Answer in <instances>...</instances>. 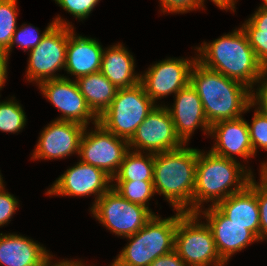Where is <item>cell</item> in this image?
Wrapping results in <instances>:
<instances>
[{"mask_svg": "<svg viewBox=\"0 0 267 266\" xmlns=\"http://www.w3.org/2000/svg\"><path fill=\"white\" fill-rule=\"evenodd\" d=\"M190 83L202 101L210 126L219 121L242 117L253 107L248 86L206 68L198 61L192 66Z\"/></svg>", "mask_w": 267, "mask_h": 266, "instance_id": "1", "label": "cell"}, {"mask_svg": "<svg viewBox=\"0 0 267 266\" xmlns=\"http://www.w3.org/2000/svg\"><path fill=\"white\" fill-rule=\"evenodd\" d=\"M197 61L211 70L240 81L252 89L261 76L263 67L257 60L242 28L224 34L213 42L202 43L198 48Z\"/></svg>", "mask_w": 267, "mask_h": 266, "instance_id": "2", "label": "cell"}, {"mask_svg": "<svg viewBox=\"0 0 267 266\" xmlns=\"http://www.w3.org/2000/svg\"><path fill=\"white\" fill-rule=\"evenodd\" d=\"M186 146L154 154L153 184L174 210L194 213L198 149Z\"/></svg>", "mask_w": 267, "mask_h": 266, "instance_id": "3", "label": "cell"}, {"mask_svg": "<svg viewBox=\"0 0 267 266\" xmlns=\"http://www.w3.org/2000/svg\"><path fill=\"white\" fill-rule=\"evenodd\" d=\"M253 177L252 170L237 160L198 149L194 213L202 209V206L204 208V202H210V204L212 202L211 205H216L228 196L242 191Z\"/></svg>", "mask_w": 267, "mask_h": 266, "instance_id": "4", "label": "cell"}, {"mask_svg": "<svg viewBox=\"0 0 267 266\" xmlns=\"http://www.w3.org/2000/svg\"><path fill=\"white\" fill-rule=\"evenodd\" d=\"M176 214L162 219L154 215L137 233L125 237L129 243L116 256L119 266H149L159 256L174 250Z\"/></svg>", "mask_w": 267, "mask_h": 266, "instance_id": "5", "label": "cell"}, {"mask_svg": "<svg viewBox=\"0 0 267 266\" xmlns=\"http://www.w3.org/2000/svg\"><path fill=\"white\" fill-rule=\"evenodd\" d=\"M197 213L177 211L174 250L188 266H225L210 227Z\"/></svg>", "mask_w": 267, "mask_h": 266, "instance_id": "6", "label": "cell"}, {"mask_svg": "<svg viewBox=\"0 0 267 266\" xmlns=\"http://www.w3.org/2000/svg\"><path fill=\"white\" fill-rule=\"evenodd\" d=\"M156 107L141 83L129 88H119L99 123L117 137L129 141L137 127Z\"/></svg>", "mask_w": 267, "mask_h": 266, "instance_id": "7", "label": "cell"}, {"mask_svg": "<svg viewBox=\"0 0 267 266\" xmlns=\"http://www.w3.org/2000/svg\"><path fill=\"white\" fill-rule=\"evenodd\" d=\"M90 211L103 227L121 238L137 233L155 215L151 208L130 202L113 187L91 206Z\"/></svg>", "mask_w": 267, "mask_h": 266, "instance_id": "8", "label": "cell"}, {"mask_svg": "<svg viewBox=\"0 0 267 266\" xmlns=\"http://www.w3.org/2000/svg\"><path fill=\"white\" fill-rule=\"evenodd\" d=\"M87 128L80 140V160L98 167L113 178L129 150L128 141L107 131L100 123L95 124L91 132Z\"/></svg>", "mask_w": 267, "mask_h": 266, "instance_id": "9", "label": "cell"}, {"mask_svg": "<svg viewBox=\"0 0 267 266\" xmlns=\"http://www.w3.org/2000/svg\"><path fill=\"white\" fill-rule=\"evenodd\" d=\"M67 44L68 26L55 25L41 42L29 51L26 80L38 85L45 80L63 77L64 75H57L56 72L65 68Z\"/></svg>", "mask_w": 267, "mask_h": 266, "instance_id": "10", "label": "cell"}, {"mask_svg": "<svg viewBox=\"0 0 267 266\" xmlns=\"http://www.w3.org/2000/svg\"><path fill=\"white\" fill-rule=\"evenodd\" d=\"M183 145L164 104L156 105L128 141L130 150L152 154L178 149Z\"/></svg>", "mask_w": 267, "mask_h": 266, "instance_id": "11", "label": "cell"}, {"mask_svg": "<svg viewBox=\"0 0 267 266\" xmlns=\"http://www.w3.org/2000/svg\"><path fill=\"white\" fill-rule=\"evenodd\" d=\"M38 87L41 94L62 113L55 120L72 121L85 127L92 121L94 125L99 123V118L89 108L76 80L63 76L42 81Z\"/></svg>", "mask_w": 267, "mask_h": 266, "instance_id": "12", "label": "cell"}, {"mask_svg": "<svg viewBox=\"0 0 267 266\" xmlns=\"http://www.w3.org/2000/svg\"><path fill=\"white\" fill-rule=\"evenodd\" d=\"M197 57L167 58L151 65L148 70L140 75V83L146 94L157 105V101L174 93L190 83V72ZM157 100V101H156Z\"/></svg>", "mask_w": 267, "mask_h": 266, "instance_id": "13", "label": "cell"}, {"mask_svg": "<svg viewBox=\"0 0 267 266\" xmlns=\"http://www.w3.org/2000/svg\"><path fill=\"white\" fill-rule=\"evenodd\" d=\"M112 183V178L104 171L79 160L56 179L46 195L83 197L93 194L96 196L94 205L112 187Z\"/></svg>", "mask_w": 267, "mask_h": 266, "instance_id": "14", "label": "cell"}, {"mask_svg": "<svg viewBox=\"0 0 267 266\" xmlns=\"http://www.w3.org/2000/svg\"><path fill=\"white\" fill-rule=\"evenodd\" d=\"M85 126L72 121L53 120L41 131L31 159H63L79 155Z\"/></svg>", "mask_w": 267, "mask_h": 266, "instance_id": "15", "label": "cell"}, {"mask_svg": "<svg viewBox=\"0 0 267 266\" xmlns=\"http://www.w3.org/2000/svg\"><path fill=\"white\" fill-rule=\"evenodd\" d=\"M202 210L203 208L197 214L206 218L205 222L212 231L218 255L226 264L234 253L260 241L246 226L231 222L215 205Z\"/></svg>", "mask_w": 267, "mask_h": 266, "instance_id": "16", "label": "cell"}, {"mask_svg": "<svg viewBox=\"0 0 267 266\" xmlns=\"http://www.w3.org/2000/svg\"><path fill=\"white\" fill-rule=\"evenodd\" d=\"M172 107L166 106L173 120L176 133L180 140L187 144L194 131L201 127L204 134H209L208 123L202 101L196 89L189 83L175 94Z\"/></svg>", "mask_w": 267, "mask_h": 266, "instance_id": "17", "label": "cell"}, {"mask_svg": "<svg viewBox=\"0 0 267 266\" xmlns=\"http://www.w3.org/2000/svg\"><path fill=\"white\" fill-rule=\"evenodd\" d=\"M208 135L215 138L209 150L215 155L233 160H237L234 157L237 155L245 161L254 157L247 121L243 116L211 125Z\"/></svg>", "mask_w": 267, "mask_h": 266, "instance_id": "18", "label": "cell"}, {"mask_svg": "<svg viewBox=\"0 0 267 266\" xmlns=\"http://www.w3.org/2000/svg\"><path fill=\"white\" fill-rule=\"evenodd\" d=\"M103 46L96 38L76 35L74 27L68 26V44L66 48V64L64 71L67 74L79 77L86 76L101 70Z\"/></svg>", "mask_w": 267, "mask_h": 266, "instance_id": "19", "label": "cell"}, {"mask_svg": "<svg viewBox=\"0 0 267 266\" xmlns=\"http://www.w3.org/2000/svg\"><path fill=\"white\" fill-rule=\"evenodd\" d=\"M21 234L0 233V266H45L54 255Z\"/></svg>", "mask_w": 267, "mask_h": 266, "instance_id": "20", "label": "cell"}, {"mask_svg": "<svg viewBox=\"0 0 267 266\" xmlns=\"http://www.w3.org/2000/svg\"><path fill=\"white\" fill-rule=\"evenodd\" d=\"M253 177L249 184L237 193H234L215 206L231 222L246 226L260 240V214L256 198V180Z\"/></svg>", "mask_w": 267, "mask_h": 266, "instance_id": "21", "label": "cell"}, {"mask_svg": "<svg viewBox=\"0 0 267 266\" xmlns=\"http://www.w3.org/2000/svg\"><path fill=\"white\" fill-rule=\"evenodd\" d=\"M135 65L133 55L118 43L103 50L100 72L118 89L129 88L140 83Z\"/></svg>", "mask_w": 267, "mask_h": 266, "instance_id": "22", "label": "cell"}, {"mask_svg": "<svg viewBox=\"0 0 267 266\" xmlns=\"http://www.w3.org/2000/svg\"><path fill=\"white\" fill-rule=\"evenodd\" d=\"M76 82L89 108L100 118L110 106L112 100L116 96L118 88L100 71L79 77Z\"/></svg>", "mask_w": 267, "mask_h": 266, "instance_id": "23", "label": "cell"}, {"mask_svg": "<svg viewBox=\"0 0 267 266\" xmlns=\"http://www.w3.org/2000/svg\"><path fill=\"white\" fill-rule=\"evenodd\" d=\"M128 150L119 170L112 178L114 181H153L154 154Z\"/></svg>", "mask_w": 267, "mask_h": 266, "instance_id": "24", "label": "cell"}, {"mask_svg": "<svg viewBox=\"0 0 267 266\" xmlns=\"http://www.w3.org/2000/svg\"><path fill=\"white\" fill-rule=\"evenodd\" d=\"M70 26L73 27L70 22H67L66 20H63L61 16H56L52 22L45 28V30L42 32L38 30L39 28H35L31 24H22L21 27H17V29L14 32V35L12 36V40L10 43V46L5 50V53L7 57L10 55L9 53L12 52V48L18 46L19 48H22L24 52L31 51L33 48H35L41 40L45 37V35L55 26Z\"/></svg>", "mask_w": 267, "mask_h": 266, "instance_id": "25", "label": "cell"}, {"mask_svg": "<svg viewBox=\"0 0 267 266\" xmlns=\"http://www.w3.org/2000/svg\"><path fill=\"white\" fill-rule=\"evenodd\" d=\"M116 182V184H115ZM112 187L125 199L149 209V200L155 195L153 181H115Z\"/></svg>", "mask_w": 267, "mask_h": 266, "instance_id": "26", "label": "cell"}, {"mask_svg": "<svg viewBox=\"0 0 267 266\" xmlns=\"http://www.w3.org/2000/svg\"><path fill=\"white\" fill-rule=\"evenodd\" d=\"M12 98L0 102V131L15 134L23 130L27 119L22 105Z\"/></svg>", "mask_w": 267, "mask_h": 266, "instance_id": "27", "label": "cell"}, {"mask_svg": "<svg viewBox=\"0 0 267 266\" xmlns=\"http://www.w3.org/2000/svg\"><path fill=\"white\" fill-rule=\"evenodd\" d=\"M17 0H0V48L4 51L10 46L17 29Z\"/></svg>", "mask_w": 267, "mask_h": 266, "instance_id": "28", "label": "cell"}, {"mask_svg": "<svg viewBox=\"0 0 267 266\" xmlns=\"http://www.w3.org/2000/svg\"><path fill=\"white\" fill-rule=\"evenodd\" d=\"M247 125L254 156L258 147L267 151V114L255 108L252 122L247 121Z\"/></svg>", "mask_w": 267, "mask_h": 266, "instance_id": "29", "label": "cell"}, {"mask_svg": "<svg viewBox=\"0 0 267 266\" xmlns=\"http://www.w3.org/2000/svg\"><path fill=\"white\" fill-rule=\"evenodd\" d=\"M260 181L256 182V198L260 214V241L267 238V162L261 163Z\"/></svg>", "mask_w": 267, "mask_h": 266, "instance_id": "30", "label": "cell"}, {"mask_svg": "<svg viewBox=\"0 0 267 266\" xmlns=\"http://www.w3.org/2000/svg\"><path fill=\"white\" fill-rule=\"evenodd\" d=\"M242 30L247 36L248 42L254 50L255 56L260 65L267 68V33H259L248 20L242 26Z\"/></svg>", "mask_w": 267, "mask_h": 266, "instance_id": "31", "label": "cell"}, {"mask_svg": "<svg viewBox=\"0 0 267 266\" xmlns=\"http://www.w3.org/2000/svg\"><path fill=\"white\" fill-rule=\"evenodd\" d=\"M63 10L79 20L87 19L100 0H54Z\"/></svg>", "mask_w": 267, "mask_h": 266, "instance_id": "32", "label": "cell"}, {"mask_svg": "<svg viewBox=\"0 0 267 266\" xmlns=\"http://www.w3.org/2000/svg\"><path fill=\"white\" fill-rule=\"evenodd\" d=\"M0 185V227L8 224L12 216L19 208V200L5 190V185Z\"/></svg>", "mask_w": 267, "mask_h": 266, "instance_id": "33", "label": "cell"}, {"mask_svg": "<svg viewBox=\"0 0 267 266\" xmlns=\"http://www.w3.org/2000/svg\"><path fill=\"white\" fill-rule=\"evenodd\" d=\"M254 85H258V87L257 89H251V104L254 108L257 106L259 111L267 114V68L263 69L261 76Z\"/></svg>", "mask_w": 267, "mask_h": 266, "instance_id": "34", "label": "cell"}, {"mask_svg": "<svg viewBox=\"0 0 267 266\" xmlns=\"http://www.w3.org/2000/svg\"><path fill=\"white\" fill-rule=\"evenodd\" d=\"M160 10L163 13H188L201 9L198 0H159Z\"/></svg>", "mask_w": 267, "mask_h": 266, "instance_id": "35", "label": "cell"}, {"mask_svg": "<svg viewBox=\"0 0 267 266\" xmlns=\"http://www.w3.org/2000/svg\"><path fill=\"white\" fill-rule=\"evenodd\" d=\"M248 21L259 30V33H267V6L264 3L260 5Z\"/></svg>", "mask_w": 267, "mask_h": 266, "instance_id": "36", "label": "cell"}, {"mask_svg": "<svg viewBox=\"0 0 267 266\" xmlns=\"http://www.w3.org/2000/svg\"><path fill=\"white\" fill-rule=\"evenodd\" d=\"M149 266H188L177 254L175 250L159 256Z\"/></svg>", "mask_w": 267, "mask_h": 266, "instance_id": "37", "label": "cell"}, {"mask_svg": "<svg viewBox=\"0 0 267 266\" xmlns=\"http://www.w3.org/2000/svg\"><path fill=\"white\" fill-rule=\"evenodd\" d=\"M8 60L5 51L0 48V90L4 88V84L7 81Z\"/></svg>", "mask_w": 267, "mask_h": 266, "instance_id": "38", "label": "cell"}, {"mask_svg": "<svg viewBox=\"0 0 267 266\" xmlns=\"http://www.w3.org/2000/svg\"><path fill=\"white\" fill-rule=\"evenodd\" d=\"M219 9L221 10H231L232 12H235V3L236 0H211ZM201 9L205 8L204 2L205 0H198Z\"/></svg>", "mask_w": 267, "mask_h": 266, "instance_id": "39", "label": "cell"}, {"mask_svg": "<svg viewBox=\"0 0 267 266\" xmlns=\"http://www.w3.org/2000/svg\"><path fill=\"white\" fill-rule=\"evenodd\" d=\"M57 263L60 265V266H89V265H86V264H84V262H82V260H77V261H72V259L71 260H59V262L57 261ZM93 266V265H92Z\"/></svg>", "mask_w": 267, "mask_h": 266, "instance_id": "40", "label": "cell"}, {"mask_svg": "<svg viewBox=\"0 0 267 266\" xmlns=\"http://www.w3.org/2000/svg\"><path fill=\"white\" fill-rule=\"evenodd\" d=\"M45 266H60L58 263H53L51 260Z\"/></svg>", "mask_w": 267, "mask_h": 266, "instance_id": "41", "label": "cell"}, {"mask_svg": "<svg viewBox=\"0 0 267 266\" xmlns=\"http://www.w3.org/2000/svg\"><path fill=\"white\" fill-rule=\"evenodd\" d=\"M1 173V172H0ZM2 175L0 174V185H2L4 183L3 179H2Z\"/></svg>", "mask_w": 267, "mask_h": 266, "instance_id": "42", "label": "cell"}, {"mask_svg": "<svg viewBox=\"0 0 267 266\" xmlns=\"http://www.w3.org/2000/svg\"><path fill=\"white\" fill-rule=\"evenodd\" d=\"M109 266H119V265L115 262H112L111 265H109Z\"/></svg>", "mask_w": 267, "mask_h": 266, "instance_id": "43", "label": "cell"}, {"mask_svg": "<svg viewBox=\"0 0 267 266\" xmlns=\"http://www.w3.org/2000/svg\"><path fill=\"white\" fill-rule=\"evenodd\" d=\"M262 1L267 6V0H262Z\"/></svg>", "mask_w": 267, "mask_h": 266, "instance_id": "44", "label": "cell"}]
</instances>
